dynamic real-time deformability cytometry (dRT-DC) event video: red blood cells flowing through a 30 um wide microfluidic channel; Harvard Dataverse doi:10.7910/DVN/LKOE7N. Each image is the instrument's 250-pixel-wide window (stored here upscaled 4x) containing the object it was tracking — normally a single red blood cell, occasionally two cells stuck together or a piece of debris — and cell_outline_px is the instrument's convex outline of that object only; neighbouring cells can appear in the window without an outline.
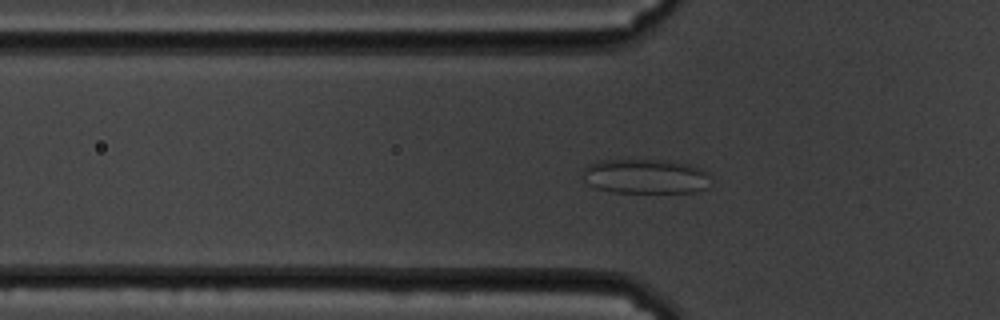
{"species": "common noctule bat (a hibernating species)", "species_latin": "Nyctalus noctula", "temperature_condition": "cold", "stored_images_in_passage": 55, "camera_frame_rate_fps": 3000, "um_per_image_px": 0.085, "animal": {"sex": "male", "body_mass_g": 19.5, "forearm_length_mm": 54.6}, "frame": {"image": 1, "passage_image": 19, "time_ms": 6.0, "image_size_px": [1000, 320], "cell_outline_px": [[712, 176], [708, 188], [696, 192], [612, 192], [596, 188], [588, 184], [584, 180], [580, 172], [588, 164], [600, 160], [644, 156], [668, 160], [688, 164]], "centroid_in_image_um": [54.81, 14.94], "position_along_channel_um": 71.0, "area_um2": 27.05}}
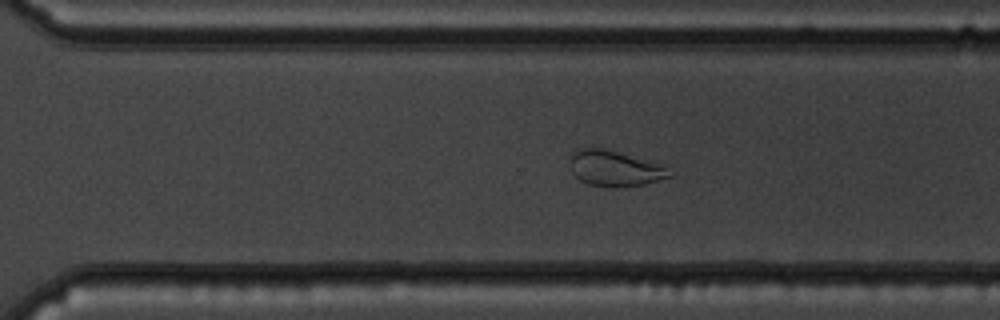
{"frame": {"image": 2, "passage_image": 41, "time_ms": 13.333, "image_size_px": [1000, 320], "cell_outline_px": [[672, 176], [644, 184], [616, 188], [612, 188], [588, 184], [580, 180], [572, 172], [568, 160], [568, 156], [576, 148], [588, 144], [608, 148], [664, 164]], "centroid_in_image_um": [52.18, 14.25], "position_along_channel_um": 318.4, "area_um2": 21.73}}
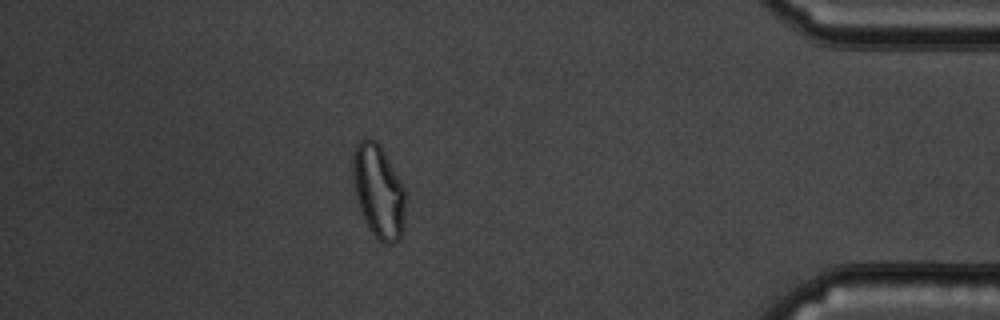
{"frame": {"image": 3, "passage_image": 52, "time_ms": 17.0, "image_size_px": [1000, 320], "cell_outline_px": [[404, 208], [400, 240], [392, 244], [384, 244], [368, 228], [360, 208], [356, 196], [352, 180], [352, 156], [356, 144], [364, 136], [368, 136], [376, 140], [380, 144], [400, 180], [404, 188]], "centroid_in_image_um": [32.13, 16.2], "position_along_channel_um": 403.1, "area_um2": 28.55}}